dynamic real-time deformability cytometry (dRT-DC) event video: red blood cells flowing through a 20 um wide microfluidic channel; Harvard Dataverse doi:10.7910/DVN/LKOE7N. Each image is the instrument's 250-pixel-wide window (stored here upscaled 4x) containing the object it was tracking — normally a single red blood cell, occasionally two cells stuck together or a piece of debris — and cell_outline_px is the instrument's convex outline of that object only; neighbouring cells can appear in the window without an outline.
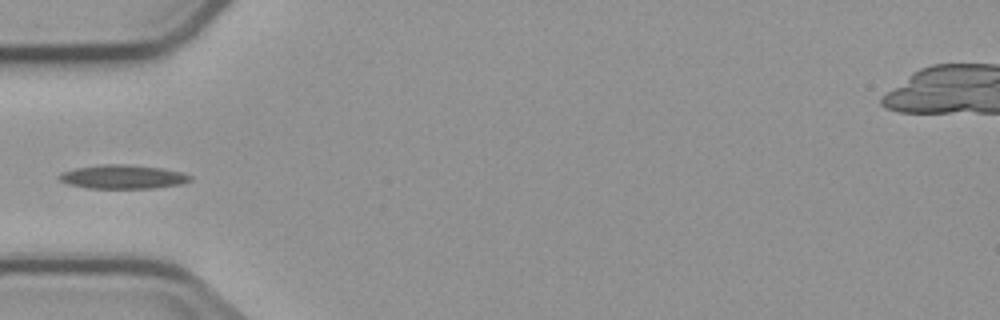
{"species": "common noctule bat (a hibernating species)", "species_latin": "Nyctalus noctula", "temperature_condition": "cold", "stored_images_in_passage": 4, "camera_frame_rate_fps": 3000, "um_per_image_px": 0.085, "animal": {"sex": "male", "body_mass_g": 23.1, "forearm_length_mm": 52.7}, "frame": {"image": 1, "passage_image": 4, "time_ms": 4.333, "image_size_px": [1000, 320], "cell_outline_px": [[192, 180], [184, 184], [152, 188], [88, 188], [68, 184], [60, 180], [56, 176], [60, 172], [76, 168], [100, 164], [124, 164], [160, 168], [180, 172], [192, 176]], "centroid_in_image_um": [10.42, 15.03], "position_along_channel_um": 74.6, "area_um2": 18.26}}